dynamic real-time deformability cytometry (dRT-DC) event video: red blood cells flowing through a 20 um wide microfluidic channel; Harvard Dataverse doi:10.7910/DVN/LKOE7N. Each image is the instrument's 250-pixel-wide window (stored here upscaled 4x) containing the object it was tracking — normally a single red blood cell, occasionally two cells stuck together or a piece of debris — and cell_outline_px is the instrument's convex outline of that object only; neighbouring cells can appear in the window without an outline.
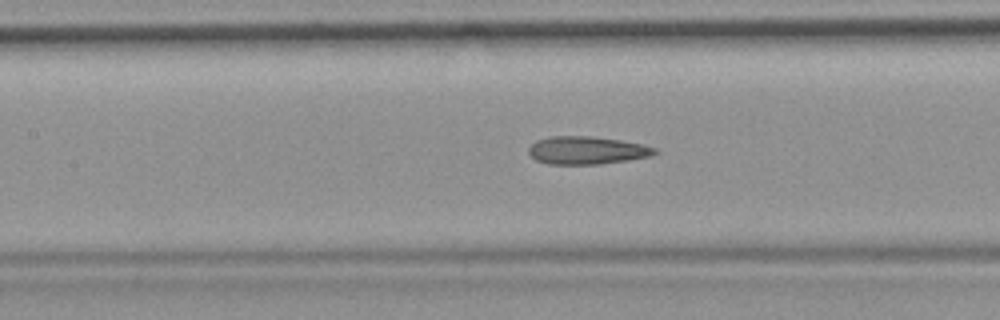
{"species": "common noctule bat (a hibernating species)", "species_latin": "Nyctalus noctula", "temperature_condition": "room temperature", "stored_images_in_passage": 52, "camera_frame_rate_fps": 3000, "um_per_image_px": 0.085, "animal": {"sex": "female", "body_mass_g": 19.9}, "frame": {"image": 1, "passage_image": 23, "time_ms": 7.333, "image_size_px": [1000, 320], "cell_outline_px": [[660, 152], [648, 156], [628, 160], [600, 164], [548, 164], [536, 160], [528, 152], [528, 148], [536, 140], [552, 136], [592, 136], [620, 140], [644, 144], [656, 148]], "centroid_in_image_um": [49.89, 12.77], "position_along_channel_um": 157.5, "area_um2": 20.52}, "authors_computed_cell_mechanics": {"area_um2": 20.808, "velocity_mm_per_s": 3.7492, "shape_relaxation_time_tau1_ms": null, "shape_relaxation_time_tau2_ms": 3.894, "deformation_change_tau1": null, "deformation_change_tau2": 0.1324}}